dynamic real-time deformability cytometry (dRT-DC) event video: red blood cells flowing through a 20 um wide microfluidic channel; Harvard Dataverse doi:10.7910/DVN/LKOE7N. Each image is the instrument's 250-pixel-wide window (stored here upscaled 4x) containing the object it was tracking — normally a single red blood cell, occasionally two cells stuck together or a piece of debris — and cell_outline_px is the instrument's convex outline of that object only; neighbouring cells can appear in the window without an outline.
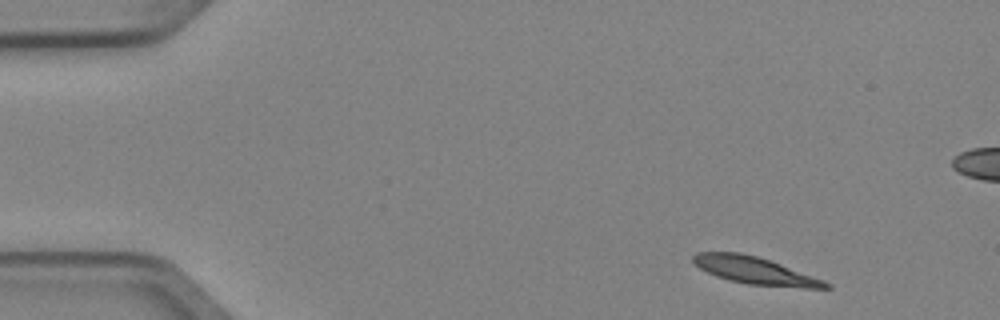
{"species": "Egyptian fruit bat (a non-hibernating species)", "species_latin": "Rousettus aegyptiacus", "temperature_condition": "cold", "stored_images_in_passage": 6, "camera_frame_rate_fps": 3000, "um_per_image_px": 0.085, "animal": {"sex": "female"}, "frame": {"image": 1, "passage_image": 1, "time_ms": 0.0, "image_size_px": [1000, 320], "cell_outline_px": [[832, 288], [804, 288], [748, 284], [728, 280], [716, 276], [700, 268], [692, 260], [692, 256], [696, 252], [740, 252], [756, 256], [780, 264], [824, 280], [832, 284]], "centroid_in_image_um": [64.17, 23.0], "position_along_channel_um": 20.8, "area_um2": 20.87}}
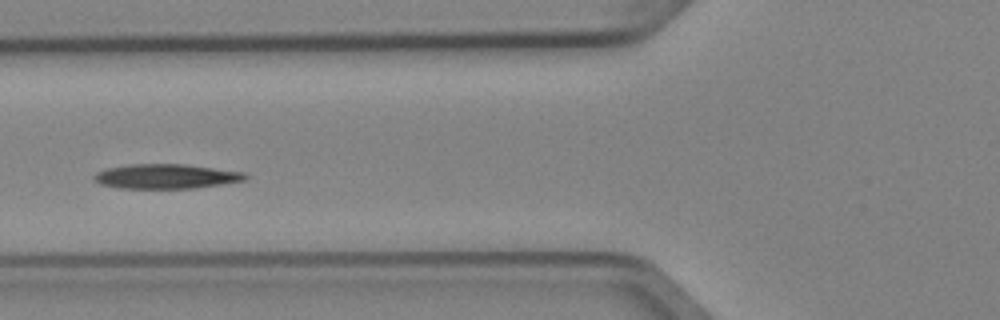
{"frame": {"image": 2, "passage_image": 5, "time_ms": 1.333, "image_size_px": [1000, 320], "cell_outline_px": [[248, 180], [196, 188], [120, 188], [100, 184], [92, 180], [92, 176], [96, 172], [108, 168], [132, 164], [184, 164], [244, 172], [248, 176]], "centroid_in_image_um": [14.11, 14.99], "position_along_channel_um": 111.7, "area_um2": 21.73}}